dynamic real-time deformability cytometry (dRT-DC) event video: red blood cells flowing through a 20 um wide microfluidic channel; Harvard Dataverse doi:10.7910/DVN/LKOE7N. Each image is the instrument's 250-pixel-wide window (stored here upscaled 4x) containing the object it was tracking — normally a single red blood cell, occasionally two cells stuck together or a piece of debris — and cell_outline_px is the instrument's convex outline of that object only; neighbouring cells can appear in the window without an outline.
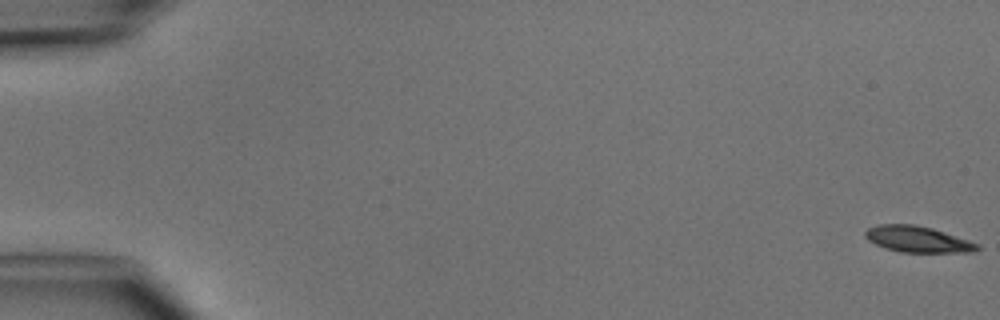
{"species": "common noctule bat (a hibernating species)", "species_latin": "Nyctalus noctula", "temperature_condition": "cold", "stored_images_in_passage": 5, "camera_frame_rate_fps": 3000, "um_per_image_px": 0.085, "animal": {"sex": "male", "body_mass_g": 15.6}, "frame": {"image": 1, "passage_image": 1, "time_ms": 0.0, "image_size_px": [1000, 320], "cell_outline_px": [[980, 248], [972, 252], [900, 252], [884, 248], [868, 240], [864, 236], [864, 232], [868, 228], [880, 224], [916, 224], [932, 228], [980, 244]], "centroid_in_image_um": [77.98, 20.33], "position_along_channel_um": 7.0, "area_um2": 17.05}}
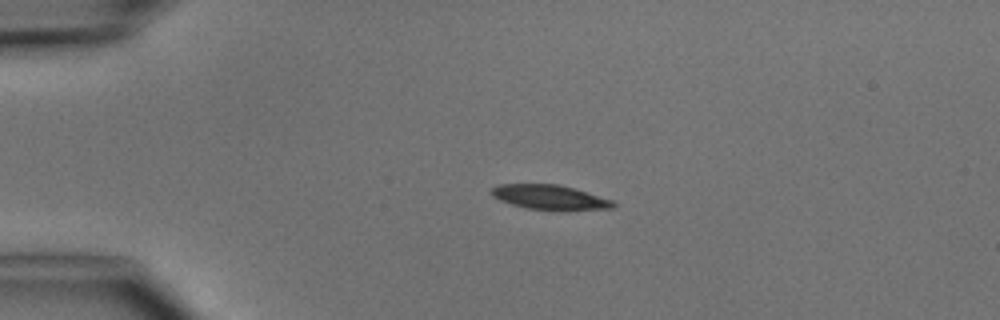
{"frame": {"image": 2, "passage_image": 4, "time_ms": 3.667, "image_size_px": [1000, 320], "cell_outline_px": [[616, 208], [564, 212], [528, 208], [512, 204], [500, 200], [492, 196], [492, 188], [500, 184], [560, 184], [612, 200], [616, 204]], "centroid_in_image_um": [46.81, 16.8], "position_along_channel_um": 38.2, "area_um2": 17.8}}